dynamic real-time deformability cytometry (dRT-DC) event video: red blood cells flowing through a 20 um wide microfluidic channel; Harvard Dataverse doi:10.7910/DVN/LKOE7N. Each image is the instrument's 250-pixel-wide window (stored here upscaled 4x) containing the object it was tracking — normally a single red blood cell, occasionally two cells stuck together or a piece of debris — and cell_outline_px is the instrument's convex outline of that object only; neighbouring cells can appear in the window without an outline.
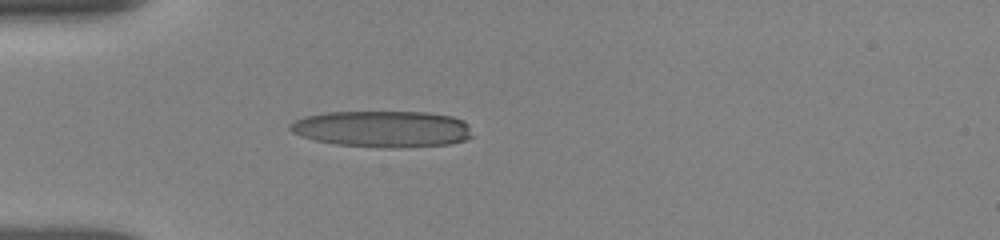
{"species": "human", "species_latin": "Homo sapiens", "temperature_condition": "room temperature", "stored_images_in_passage": 28, "camera_frame_rate_fps": 3000, "um_per_image_px": 0.085, "donor": {"sex": "female"}, "frame": {"image": 1, "passage_image": 1, "time_ms": 0.0, "image_size_px": [1000, 240], "cell_outline_px": [[472, 136], [464, 140], [448, 144], [400, 148], [384, 148], [336, 144], [316, 140], [300, 136], [292, 132], [288, 128], [288, 124], [304, 116], [328, 112], [428, 112], [452, 116], [464, 120], [468, 124]], "centroid_in_image_um": [32.5, 10.96], "position_along_channel_um": 52.5, "area_um2": 38.9}}
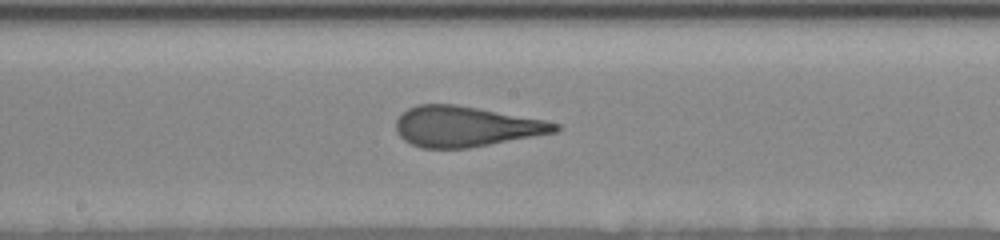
{"frame": {"image": 2, "passage_image": 16, "time_ms": 4.333, "image_size_px": [1000, 240], "cell_outline_px": [[560, 128], [556, 132], [468, 148], [420, 148], [404, 140], [396, 132], [396, 120], [408, 108], [420, 104], [456, 104], [544, 120], [560, 124]], "centroid_in_image_um": [39.56, 10.75], "position_along_channel_um": 208.6, "area_um2": 37.17}}
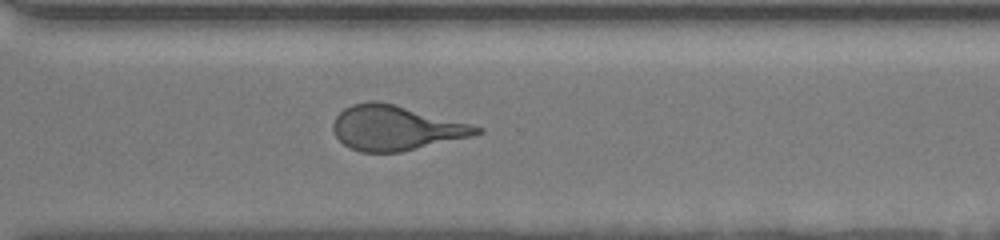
{"frame": {"image": 3, "passage_image": 27, "time_ms": 7.667, "image_size_px": [1000, 240], "cell_outline_px": [[484, 132], [472, 136], [400, 152], [360, 152], [344, 144], [336, 136], [332, 128], [332, 124], [336, 116], [344, 108], [352, 104], [372, 100], [376, 100], [472, 124], [484, 128]], "centroid_in_image_um": [33.63, 10.87], "position_along_channel_um": 337.0, "area_um2": 37.17}}